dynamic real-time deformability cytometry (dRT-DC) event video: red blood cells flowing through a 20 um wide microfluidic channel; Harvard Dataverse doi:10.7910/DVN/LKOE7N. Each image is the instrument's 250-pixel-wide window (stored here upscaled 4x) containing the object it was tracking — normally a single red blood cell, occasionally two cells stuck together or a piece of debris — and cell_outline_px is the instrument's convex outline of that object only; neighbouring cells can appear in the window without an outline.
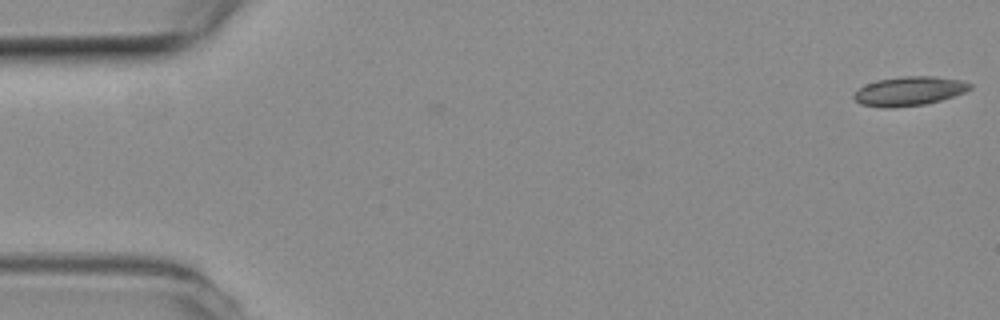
{"species": "common noctule bat (a hibernating species)", "species_latin": "Nyctalus noctula", "temperature_condition": "room temperature", "stored_images_in_passage": 3, "camera_frame_rate_fps": 3000, "um_per_image_px": 0.085, "animal": {"sex": "female", "body_mass_g": 19.3, "forearm_length_mm": 54.1}, "frame": {"image": 1, "passage_image": 3, "time_ms": 0.667, "image_size_px": [1000, 320], "cell_outline_px": [[972, 88], [964, 92], [940, 100], [924, 104], [892, 108], [884, 108], [860, 104], [852, 96], [860, 88], [868, 84], [880, 80], [904, 76], [932, 76], [960, 80], [972, 84]], "centroid_in_image_um": [77.28, 7.75], "position_along_channel_um": 7.7, "area_um2": 19.36}}